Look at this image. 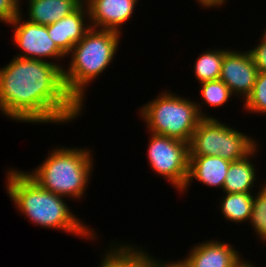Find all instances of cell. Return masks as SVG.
Returning <instances> with one entry per match:
<instances>
[{"label": "cell", "mask_w": 266, "mask_h": 267, "mask_svg": "<svg viewBox=\"0 0 266 267\" xmlns=\"http://www.w3.org/2000/svg\"><path fill=\"white\" fill-rule=\"evenodd\" d=\"M198 5L200 4L201 7H205V9L208 8H220V7H224V4L226 3V1L228 0H196Z\"/></svg>", "instance_id": "d4e9b609"}, {"label": "cell", "mask_w": 266, "mask_h": 267, "mask_svg": "<svg viewBox=\"0 0 266 267\" xmlns=\"http://www.w3.org/2000/svg\"><path fill=\"white\" fill-rule=\"evenodd\" d=\"M220 213L227 221L235 224L248 222L253 207L254 193H222Z\"/></svg>", "instance_id": "2e32d148"}, {"label": "cell", "mask_w": 266, "mask_h": 267, "mask_svg": "<svg viewBox=\"0 0 266 267\" xmlns=\"http://www.w3.org/2000/svg\"><path fill=\"white\" fill-rule=\"evenodd\" d=\"M259 147L261 145L242 160L230 163L222 190L224 193H254L256 191L255 185L256 182H259L257 181L259 176H256L257 168H255L256 164H254L252 159L258 154Z\"/></svg>", "instance_id": "5bb4252c"}, {"label": "cell", "mask_w": 266, "mask_h": 267, "mask_svg": "<svg viewBox=\"0 0 266 267\" xmlns=\"http://www.w3.org/2000/svg\"><path fill=\"white\" fill-rule=\"evenodd\" d=\"M260 144L217 118H202L189 142V156H220L228 161L242 160Z\"/></svg>", "instance_id": "8992f818"}, {"label": "cell", "mask_w": 266, "mask_h": 267, "mask_svg": "<svg viewBox=\"0 0 266 267\" xmlns=\"http://www.w3.org/2000/svg\"><path fill=\"white\" fill-rule=\"evenodd\" d=\"M110 241L109 249H104V255L98 267H139L116 243Z\"/></svg>", "instance_id": "7402d4cb"}, {"label": "cell", "mask_w": 266, "mask_h": 267, "mask_svg": "<svg viewBox=\"0 0 266 267\" xmlns=\"http://www.w3.org/2000/svg\"><path fill=\"white\" fill-rule=\"evenodd\" d=\"M67 94L62 70L51 62L15 56L0 68V112L11 121L66 124L82 116Z\"/></svg>", "instance_id": "6da1fadb"}, {"label": "cell", "mask_w": 266, "mask_h": 267, "mask_svg": "<svg viewBox=\"0 0 266 267\" xmlns=\"http://www.w3.org/2000/svg\"><path fill=\"white\" fill-rule=\"evenodd\" d=\"M261 36L259 43L249 49L259 72L266 71V37L263 34Z\"/></svg>", "instance_id": "cb8c5ba5"}, {"label": "cell", "mask_w": 266, "mask_h": 267, "mask_svg": "<svg viewBox=\"0 0 266 267\" xmlns=\"http://www.w3.org/2000/svg\"><path fill=\"white\" fill-rule=\"evenodd\" d=\"M199 85L201 86L199 90L202 102L197 103L196 100V105L202 118H212L210 114L208 115V113L203 111V104L215 109L224 106L226 103L228 104L229 100L232 101L234 98L228 86L221 79L201 82Z\"/></svg>", "instance_id": "e0dca14e"}, {"label": "cell", "mask_w": 266, "mask_h": 267, "mask_svg": "<svg viewBox=\"0 0 266 267\" xmlns=\"http://www.w3.org/2000/svg\"><path fill=\"white\" fill-rule=\"evenodd\" d=\"M5 173L6 193L17 211L29 219L30 223L81 236L92 242L98 239L97 231L86 225L70 209L65 202L68 198L41 188L23 170L10 167Z\"/></svg>", "instance_id": "7a4b0ae2"}, {"label": "cell", "mask_w": 266, "mask_h": 267, "mask_svg": "<svg viewBox=\"0 0 266 267\" xmlns=\"http://www.w3.org/2000/svg\"><path fill=\"white\" fill-rule=\"evenodd\" d=\"M90 28L88 7L86 3H82L71 14L47 25V32L50 39L67 56Z\"/></svg>", "instance_id": "7c38bea8"}, {"label": "cell", "mask_w": 266, "mask_h": 267, "mask_svg": "<svg viewBox=\"0 0 266 267\" xmlns=\"http://www.w3.org/2000/svg\"><path fill=\"white\" fill-rule=\"evenodd\" d=\"M243 105L245 113L266 115V71L258 72L253 91Z\"/></svg>", "instance_id": "44dd1931"}, {"label": "cell", "mask_w": 266, "mask_h": 267, "mask_svg": "<svg viewBox=\"0 0 266 267\" xmlns=\"http://www.w3.org/2000/svg\"><path fill=\"white\" fill-rule=\"evenodd\" d=\"M240 267H258V266H255L251 261L245 260Z\"/></svg>", "instance_id": "484cf974"}, {"label": "cell", "mask_w": 266, "mask_h": 267, "mask_svg": "<svg viewBox=\"0 0 266 267\" xmlns=\"http://www.w3.org/2000/svg\"><path fill=\"white\" fill-rule=\"evenodd\" d=\"M223 58L224 49H215V47L199 54L192 67L198 83L219 79Z\"/></svg>", "instance_id": "ac0fdd59"}, {"label": "cell", "mask_w": 266, "mask_h": 267, "mask_svg": "<svg viewBox=\"0 0 266 267\" xmlns=\"http://www.w3.org/2000/svg\"><path fill=\"white\" fill-rule=\"evenodd\" d=\"M8 25L9 27L12 26L11 28L13 29V44L21 52L15 56L51 62L56 64L61 70L63 66H66L61 64V61L64 57L66 58V55L50 39L47 32V25L35 24L29 22L27 19L25 20L22 11ZM57 61L60 62L58 63Z\"/></svg>", "instance_id": "ba28073f"}, {"label": "cell", "mask_w": 266, "mask_h": 267, "mask_svg": "<svg viewBox=\"0 0 266 267\" xmlns=\"http://www.w3.org/2000/svg\"><path fill=\"white\" fill-rule=\"evenodd\" d=\"M138 115L148 132L164 135L189 143L199 121L196 101L174 94L169 90L161 91L154 99L147 101Z\"/></svg>", "instance_id": "5b68a950"}, {"label": "cell", "mask_w": 266, "mask_h": 267, "mask_svg": "<svg viewBox=\"0 0 266 267\" xmlns=\"http://www.w3.org/2000/svg\"><path fill=\"white\" fill-rule=\"evenodd\" d=\"M230 163L220 156H189L188 179L180 194L188 191L194 179L205 186L223 190Z\"/></svg>", "instance_id": "4fadbf2b"}, {"label": "cell", "mask_w": 266, "mask_h": 267, "mask_svg": "<svg viewBox=\"0 0 266 267\" xmlns=\"http://www.w3.org/2000/svg\"><path fill=\"white\" fill-rule=\"evenodd\" d=\"M258 72L249 50L224 48L219 79L228 86L233 96L245 102L253 91Z\"/></svg>", "instance_id": "9c48e42d"}, {"label": "cell", "mask_w": 266, "mask_h": 267, "mask_svg": "<svg viewBox=\"0 0 266 267\" xmlns=\"http://www.w3.org/2000/svg\"><path fill=\"white\" fill-rule=\"evenodd\" d=\"M147 160L152 172L181 192L189 171V143L149 132Z\"/></svg>", "instance_id": "52a82bcc"}, {"label": "cell", "mask_w": 266, "mask_h": 267, "mask_svg": "<svg viewBox=\"0 0 266 267\" xmlns=\"http://www.w3.org/2000/svg\"><path fill=\"white\" fill-rule=\"evenodd\" d=\"M240 254L229 242L211 239L198 242L183 260L187 267H240L245 261Z\"/></svg>", "instance_id": "30bf717a"}, {"label": "cell", "mask_w": 266, "mask_h": 267, "mask_svg": "<svg viewBox=\"0 0 266 267\" xmlns=\"http://www.w3.org/2000/svg\"><path fill=\"white\" fill-rule=\"evenodd\" d=\"M21 0H0V21L10 24L21 13Z\"/></svg>", "instance_id": "603a6c76"}, {"label": "cell", "mask_w": 266, "mask_h": 267, "mask_svg": "<svg viewBox=\"0 0 266 267\" xmlns=\"http://www.w3.org/2000/svg\"><path fill=\"white\" fill-rule=\"evenodd\" d=\"M263 35L266 37V28H264Z\"/></svg>", "instance_id": "4316f807"}, {"label": "cell", "mask_w": 266, "mask_h": 267, "mask_svg": "<svg viewBox=\"0 0 266 267\" xmlns=\"http://www.w3.org/2000/svg\"><path fill=\"white\" fill-rule=\"evenodd\" d=\"M258 189L254 193L253 207L248 223L253 227L255 235L266 245V179L262 181Z\"/></svg>", "instance_id": "ffe728a7"}, {"label": "cell", "mask_w": 266, "mask_h": 267, "mask_svg": "<svg viewBox=\"0 0 266 267\" xmlns=\"http://www.w3.org/2000/svg\"><path fill=\"white\" fill-rule=\"evenodd\" d=\"M122 33L90 28L66 57H71L62 69L67 94L83 110L88 85L105 72L118 52ZM70 55V56H69ZM84 105V106H83Z\"/></svg>", "instance_id": "3957f363"}, {"label": "cell", "mask_w": 266, "mask_h": 267, "mask_svg": "<svg viewBox=\"0 0 266 267\" xmlns=\"http://www.w3.org/2000/svg\"><path fill=\"white\" fill-rule=\"evenodd\" d=\"M116 244L139 266V267H187L183 258L177 261L170 260H160L156 257L151 256V253H148L145 247L143 246H135L132 243L128 244L125 242L122 244L121 242H117L118 239L115 240ZM121 243V244H120ZM145 248V250L143 249ZM147 251V252H146ZM173 261V262H172Z\"/></svg>", "instance_id": "d6986e66"}, {"label": "cell", "mask_w": 266, "mask_h": 267, "mask_svg": "<svg viewBox=\"0 0 266 267\" xmlns=\"http://www.w3.org/2000/svg\"><path fill=\"white\" fill-rule=\"evenodd\" d=\"M139 0H87L90 26L122 32L123 25L133 17Z\"/></svg>", "instance_id": "8fae6325"}, {"label": "cell", "mask_w": 266, "mask_h": 267, "mask_svg": "<svg viewBox=\"0 0 266 267\" xmlns=\"http://www.w3.org/2000/svg\"><path fill=\"white\" fill-rule=\"evenodd\" d=\"M29 22L49 25L71 14L83 2L80 0H27Z\"/></svg>", "instance_id": "9a60e30c"}, {"label": "cell", "mask_w": 266, "mask_h": 267, "mask_svg": "<svg viewBox=\"0 0 266 267\" xmlns=\"http://www.w3.org/2000/svg\"><path fill=\"white\" fill-rule=\"evenodd\" d=\"M93 150L87 147L57 146L39 166L25 173L41 188L70 200L86 196L95 164Z\"/></svg>", "instance_id": "277c9868"}]
</instances>
